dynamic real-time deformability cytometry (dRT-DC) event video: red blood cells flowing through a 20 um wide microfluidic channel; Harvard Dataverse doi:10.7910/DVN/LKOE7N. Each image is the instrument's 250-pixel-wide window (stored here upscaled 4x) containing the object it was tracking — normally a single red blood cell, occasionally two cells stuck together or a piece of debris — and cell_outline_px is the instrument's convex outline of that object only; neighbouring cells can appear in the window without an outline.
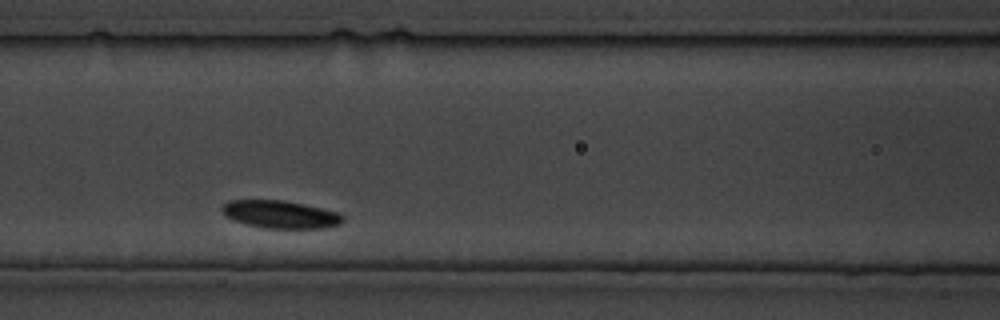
{"species": "common noctule bat (a hibernating species)", "species_latin": "Nyctalus noctula", "temperature_condition": "cold", "stored_images_in_passage": 68, "camera_frame_rate_fps": 3000, "um_per_image_px": 0.085, "animal": {"sex": "male", "body_mass_g": 19.5, "forearm_length_mm": 54.6}, "frame": {"image": 1, "passage_image": 20, "time_ms": 6.333, "image_size_px": [1000, 320], "cell_outline_px": [[344, 220], [340, 224], [324, 228], [264, 228], [244, 224], [228, 216], [220, 208], [228, 200], [280, 200], [304, 204], [340, 212], [344, 216]], "centroid_in_image_um": [23.88, 18.22], "position_along_channel_um": 142.7, "area_um2": 19.48}}
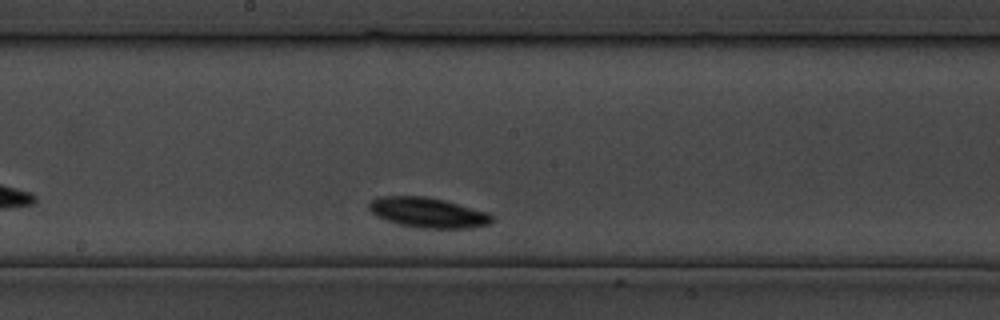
{"frame": {"image": 2, "passage_image": 35, "time_ms": 11.333, "image_size_px": [1000, 320], "cell_outline_px": [[492, 220], [488, 224], [472, 228], [416, 228], [400, 224], [376, 216], [368, 208], [368, 204], [372, 200], [380, 196], [424, 196], [444, 200], [488, 212], [492, 216]], "centroid_in_image_um": [36.36, 18.07], "position_along_channel_um": 211.8, "area_um2": 21.44}}
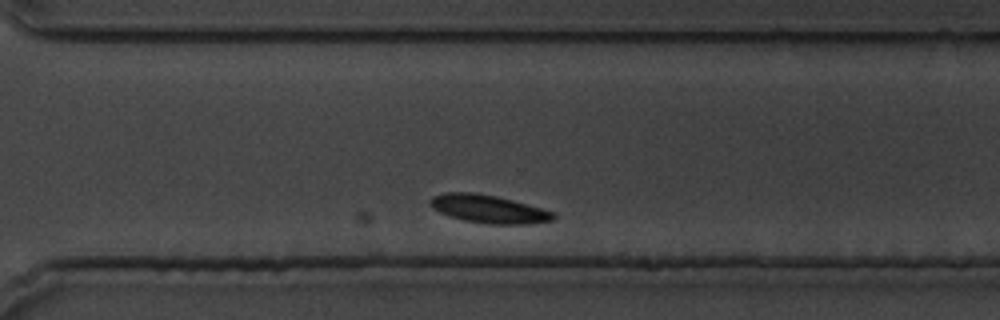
{"frame": {"image": 3, "passage_image": 60, "time_ms": 19.667, "image_size_px": [1000, 320], "cell_outline_px": [[556, 216], [552, 220], [528, 224], [488, 224], [464, 220], [440, 212], [432, 208], [432, 196], [444, 192], [472, 192], [496, 196], [528, 204], [556, 212]], "centroid_in_image_um": [41.58, 17.76], "position_along_channel_um": 329.0, "area_um2": 20.0}}